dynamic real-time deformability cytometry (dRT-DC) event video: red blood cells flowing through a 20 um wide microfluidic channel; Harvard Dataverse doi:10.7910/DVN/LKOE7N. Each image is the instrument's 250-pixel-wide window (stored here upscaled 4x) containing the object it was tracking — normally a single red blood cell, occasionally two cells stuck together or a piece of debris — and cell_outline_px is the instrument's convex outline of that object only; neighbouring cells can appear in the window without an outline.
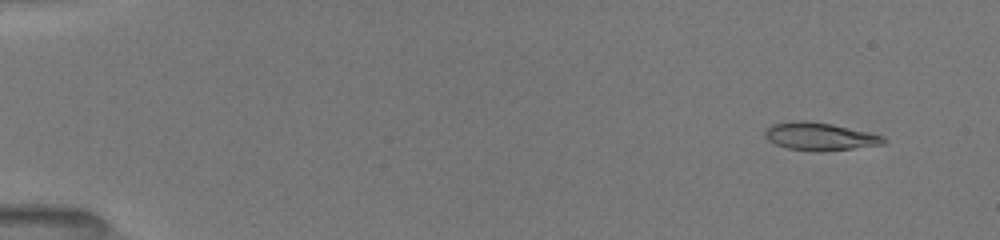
{"species": "common noctule bat (a hibernating species)", "species_latin": "Nyctalus noctula", "temperature_condition": "room temperature", "stored_images_in_passage": 52, "camera_frame_rate_fps": 3000, "um_per_image_px": 0.085, "animal": {"sex": "female", "body_mass_g": 19.5, "forearm_length_mm": 54.1}, "frame": {"image": 1, "passage_image": 4, "time_ms": 1.0, "image_size_px": [1000, 240], "cell_outline_px": [[888, 140], [884, 144], [824, 152], [812, 152], [788, 148], [776, 144], [768, 140], [764, 136], [764, 132], [772, 124], [792, 120], [808, 120], [832, 124], [872, 132], [884, 136]], "centroid_in_image_um": [69.71, 11.6], "position_along_channel_um": 15.3, "area_um2": 19.65}}
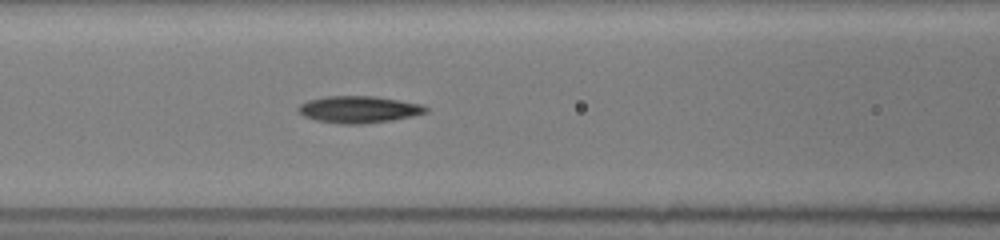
{"frame": {"image": 2, "passage_image": 23, "time_ms": 7.333, "image_size_px": [1000, 240], "cell_outline_px": [[428, 112], [412, 116], [392, 120], [360, 124], [340, 124], [316, 120], [304, 116], [296, 108], [300, 104], [308, 100], [324, 96], [372, 96], [424, 104], [428, 108]], "centroid_in_image_um": [30.5, 9.3], "position_along_channel_um": 136.1, "area_um2": 20.0}}
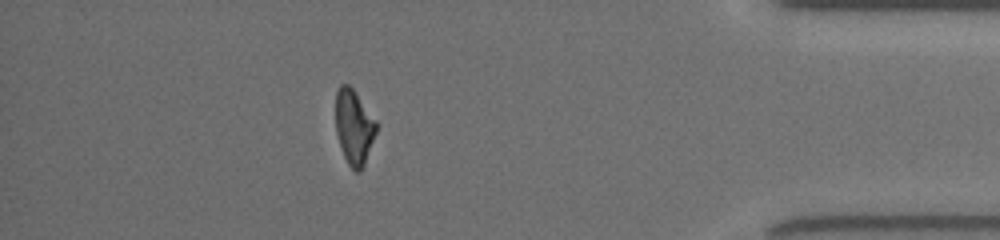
{"frame": {"image": 3, "passage_image": 46, "time_ms": 15.0, "image_size_px": [1000, 240], "cell_outline_px": [[376, 132], [364, 164], [360, 172], [356, 172], [348, 164], [344, 156], [336, 132], [336, 92], [340, 84], [348, 84], [352, 88], [376, 120]], "centroid_in_image_um": [30.08, 10.78], "position_along_channel_um": 405.1, "area_um2": 17.4}, "authors_computed_cell_mechanics": {"area_um2": 19.074, "velocity_mm_per_s": 3.9974, "shape_relaxation_time_tau1_ms": 3.8206, "shape_relaxation_time_tau2_ms": 3.2132, "deformation_change_tau1": 0.1626, "deformation_change_tau2": 0.1097}}